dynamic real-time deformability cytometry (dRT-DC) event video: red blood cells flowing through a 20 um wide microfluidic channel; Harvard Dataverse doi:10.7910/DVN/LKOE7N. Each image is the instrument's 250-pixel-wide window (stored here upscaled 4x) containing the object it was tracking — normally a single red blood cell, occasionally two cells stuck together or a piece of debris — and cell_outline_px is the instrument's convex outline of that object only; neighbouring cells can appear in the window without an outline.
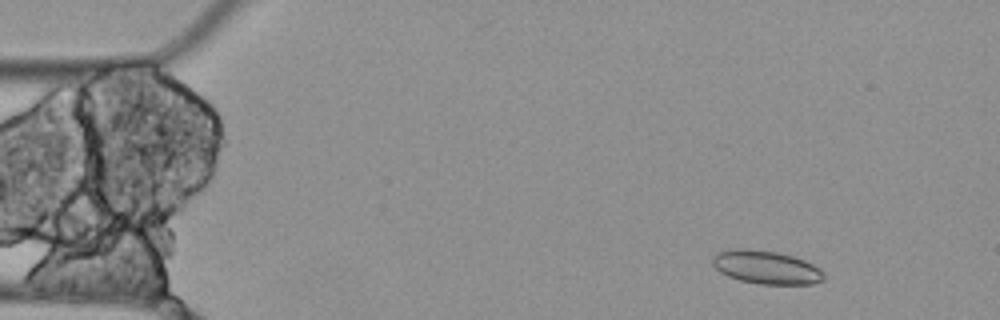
{"species": "Egyptian fruit bat (a non-hibernating species)", "species_latin": "Rousettus aegyptiacus", "temperature_condition": "cold", "stored_images_in_passage": 14, "camera_frame_rate_fps": 3000, "um_per_image_px": 0.085, "animal": {"sex": "female"}, "frame": {"image": 1, "passage_image": 2, "time_ms": 0.333, "image_size_px": [1000, 320], "cell_outline_px": [[824, 280], [812, 284], [760, 284], [740, 280], [728, 276], [720, 272], [712, 264], [712, 256], [716, 252], [736, 248], [744, 248], [776, 252], [792, 256], [804, 260], [820, 268], [824, 272]], "centroid_in_image_um": [65.11, 22.72], "position_along_channel_um": 19.9, "area_um2": 21.68}}
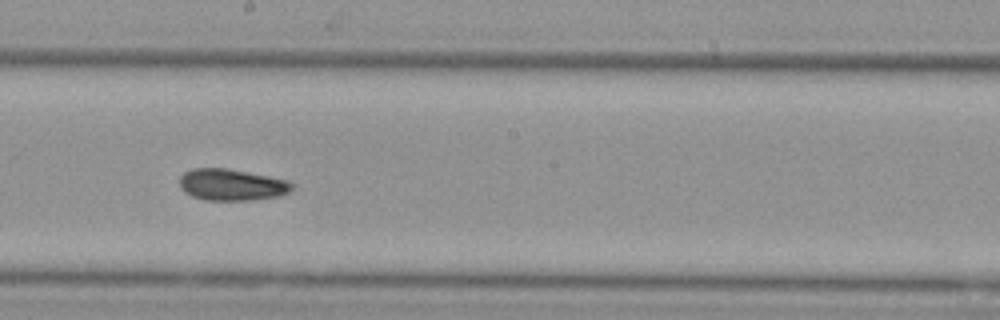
{"frame": {"image": 2, "passage_image": 8, "time_ms": 2.333, "image_size_px": [1000, 320], "cell_outline_px": [[292, 188], [288, 192], [280, 196], [252, 200], [204, 200], [192, 196], [184, 192], [180, 188], [180, 176], [184, 172], [192, 168], [228, 168], [288, 180], [292, 184]], "centroid_in_image_um": [19.66, 15.7], "position_along_channel_um": 228.5, "area_um2": 20.75}}
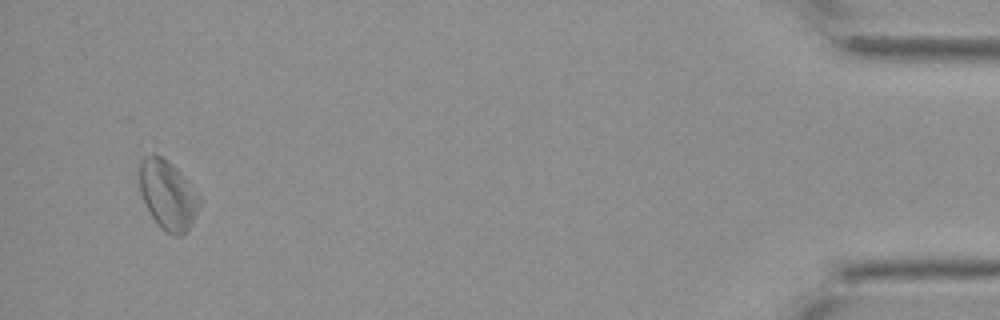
{"frame": {"image": 3, "passage_image": 14, "time_ms": 4.333, "image_size_px": [1000, 320], "cell_outline_px": [[200, 204], [188, 228], [180, 236], [176, 236], [168, 232], [152, 216], [140, 192], [140, 160], [144, 156], [152, 152], [156, 152], [168, 160], [184, 176], [200, 200]], "centroid_in_image_um": [14.23, 16.48], "position_along_channel_um": 421.0, "area_um2": 23.52}}